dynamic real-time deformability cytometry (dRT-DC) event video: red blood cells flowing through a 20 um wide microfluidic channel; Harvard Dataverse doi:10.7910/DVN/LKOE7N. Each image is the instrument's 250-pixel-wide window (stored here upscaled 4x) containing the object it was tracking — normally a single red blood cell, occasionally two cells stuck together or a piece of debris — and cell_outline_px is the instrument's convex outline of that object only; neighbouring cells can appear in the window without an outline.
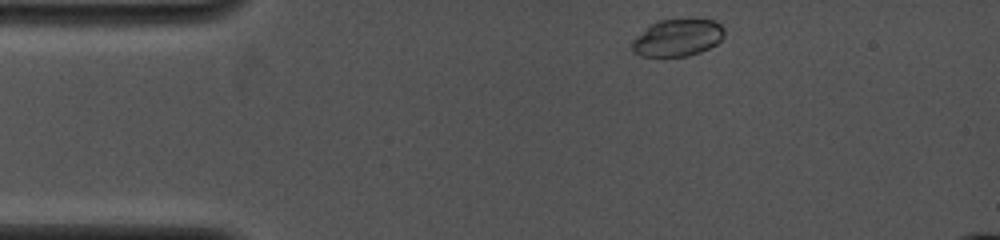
{"species": "common noctule bat (a hibernating species)", "species_latin": "Nyctalus noctula", "temperature_condition": "cold", "stored_images_in_passage": 7, "camera_frame_rate_fps": 4000, "um_per_image_px": 0.085, "animal": {"sex": "female", "body_mass_g": 19.0, "forearm_length_mm": 53.3}, "frame": {"image": 1, "passage_image": 1, "time_ms": 0.0, "image_size_px": [1000, 240], "cell_outline_px": [[724, 36], [716, 44], [700, 52], [688, 56], [640, 56], [632, 52], [632, 40], [636, 36], [652, 24], [660, 20], [692, 16], [712, 20], [720, 24], [724, 28]], "centroid_in_image_um": [57.61, 3.17], "position_along_channel_um": 27.4, "area_um2": 20.46}}
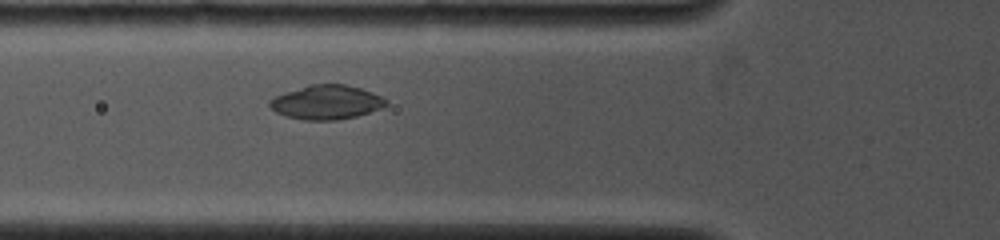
{"frame": {"image": 2, "passage_image": 6, "time_ms": 3.0, "image_size_px": [1000, 240], "cell_outline_px": [[388, 104], [384, 108], [356, 116], [336, 120], [304, 120], [288, 116], [276, 112], [268, 104], [276, 96], [284, 92], [308, 84], [344, 84], [360, 88], [372, 92], [388, 100]], "centroid_in_image_um": [27.79, 8.68], "position_along_channel_um": 98.0, "area_um2": 23.12}}